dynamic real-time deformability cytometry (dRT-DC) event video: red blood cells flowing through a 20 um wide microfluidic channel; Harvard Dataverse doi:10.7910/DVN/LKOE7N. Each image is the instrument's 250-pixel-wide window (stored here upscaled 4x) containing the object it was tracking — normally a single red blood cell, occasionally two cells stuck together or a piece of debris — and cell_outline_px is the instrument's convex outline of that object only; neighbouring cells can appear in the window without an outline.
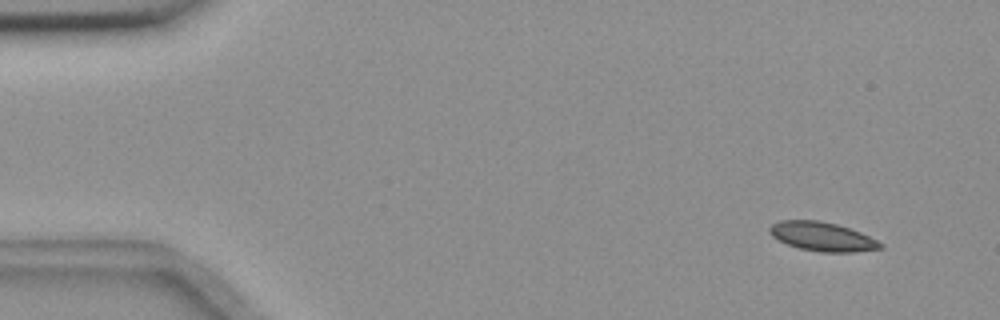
{"species": "common noctule bat (a hibernating species)", "species_latin": "Nyctalus noctula", "temperature_condition": "room temperature", "stored_images_in_passage": 5, "camera_frame_rate_fps": 3000, "um_per_image_px": 0.085, "animal": {"sex": "female", "body_mass_g": 18.4}, "frame": {"image": 1, "passage_image": 1, "time_ms": 0.0, "image_size_px": [1000, 320], "cell_outline_px": [[884, 248], [852, 252], [820, 252], [800, 248], [788, 244], [772, 236], [768, 232], [768, 228], [772, 224], [780, 220], [820, 220], [836, 224], [860, 232], [884, 244]], "centroid_in_image_um": [69.88, 20.1], "position_along_channel_um": 15.1, "area_um2": 18.61}}
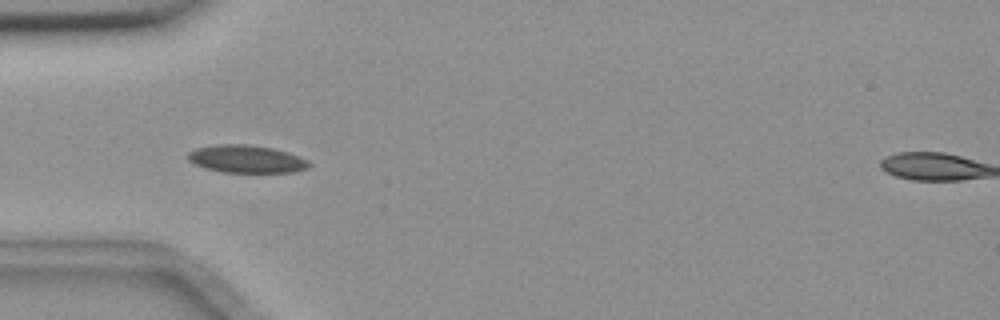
{"frame": {"image": 2, "passage_image": 4, "time_ms": 1.0, "image_size_px": [1000, 320], "cell_outline_px": [[312, 164], [308, 168], [292, 172], [224, 172], [204, 168], [188, 160], [188, 152], [196, 148], [216, 144], [248, 144], [272, 148], [288, 152], [308, 160]], "centroid_in_image_um": [20.95, 13.51], "position_along_channel_um": 64.0, "area_um2": 19.54}}